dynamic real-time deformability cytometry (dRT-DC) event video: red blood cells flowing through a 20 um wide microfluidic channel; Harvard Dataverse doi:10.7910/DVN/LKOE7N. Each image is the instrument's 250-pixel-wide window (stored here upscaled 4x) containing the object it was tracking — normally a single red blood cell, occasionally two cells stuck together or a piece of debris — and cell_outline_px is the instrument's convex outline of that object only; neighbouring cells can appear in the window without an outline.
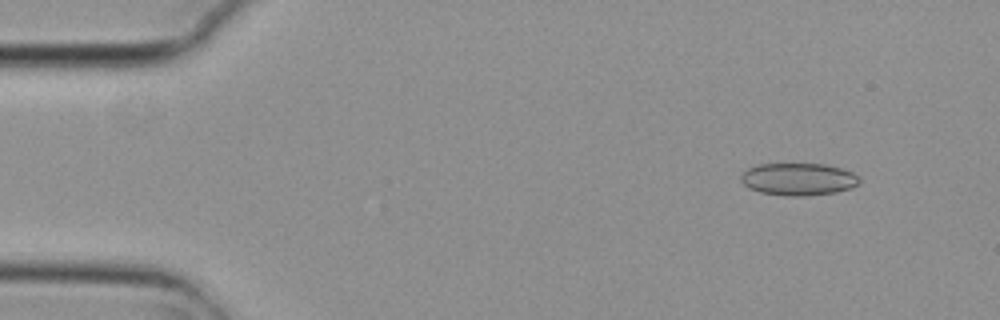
{"species": "common noctule bat (a hibernating species)", "species_latin": "Nyctalus noctula", "temperature_condition": "cold", "stored_images_in_passage": 4, "camera_frame_rate_fps": 3000, "um_per_image_px": 0.085, "animal": {"sex": "female", "body_mass_g": 29.2, "forearm_length_mm": 56.3}, "frame": {"image": 1, "passage_image": 1, "time_ms": 0.0, "image_size_px": [1000, 320], "cell_outline_px": [[860, 180], [856, 184], [848, 188], [836, 192], [808, 196], [784, 196], [760, 192], [748, 188], [740, 180], [740, 176], [748, 168], [756, 164], [824, 164], [840, 168], [852, 172]], "centroid_in_image_um": [67.8, 15.23], "position_along_channel_um": 17.2, "area_um2": 22.25}}
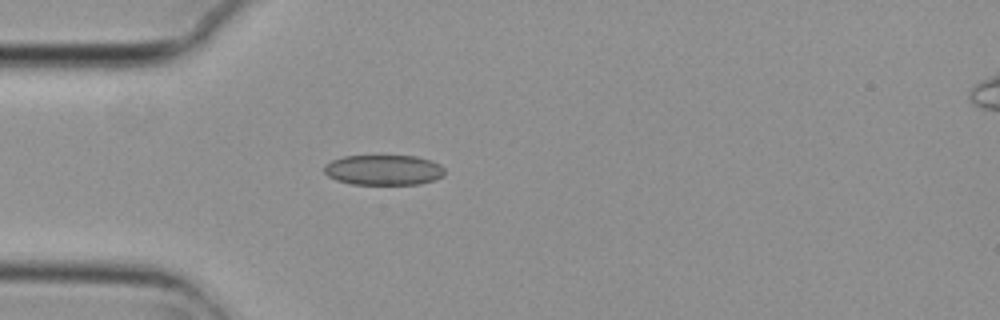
{"frame": {"image": 2, "passage_image": 4, "time_ms": 1.0, "image_size_px": [1000, 320], "cell_outline_px": [[444, 176], [420, 184], [352, 184], [336, 180], [328, 176], [324, 172], [324, 164], [332, 160], [344, 156], [416, 156], [432, 160], [440, 164], [444, 168]], "centroid_in_image_um": [32.61, 14.44], "position_along_channel_um": 52.4, "area_um2": 21.33}}